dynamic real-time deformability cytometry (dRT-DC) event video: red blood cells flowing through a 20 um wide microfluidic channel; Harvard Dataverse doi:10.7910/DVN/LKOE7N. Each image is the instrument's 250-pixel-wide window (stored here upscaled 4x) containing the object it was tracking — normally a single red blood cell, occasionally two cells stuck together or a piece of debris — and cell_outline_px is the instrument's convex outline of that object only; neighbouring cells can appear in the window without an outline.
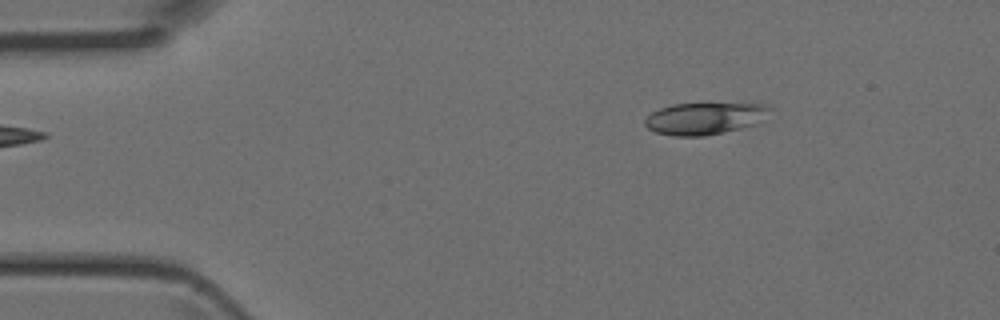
{"species": "Egyptian fruit bat (a non-hibernating species)", "species_latin": "Rousettus aegyptiacus", "temperature_condition": "room temperature", "stored_images_in_passage": 5, "camera_frame_rate_fps": 3000, "um_per_image_px": 0.085, "animal": {"sex": "female"}, "frame": {"image": 1, "passage_image": 1, "time_ms": 0.0, "image_size_px": [1000, 320], "cell_outline_px": [[776, 108], [768, 120], [760, 124], [704, 136], [672, 136], [656, 132], [648, 128], [644, 124], [644, 120], [652, 112], [660, 108], [672, 104], [764, 104]], "centroid_in_image_um": [60.03, 10.07], "position_along_channel_um": 25.0, "area_um2": 23.76}}
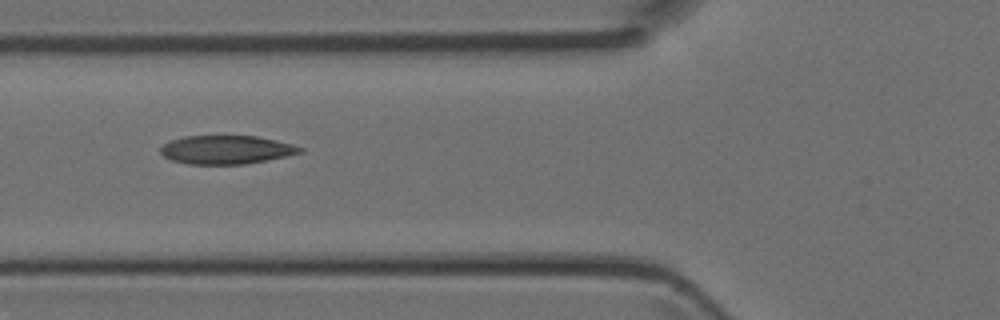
{"frame": {"image": 2, "passage_image": 4, "time_ms": 1.0, "image_size_px": [1000, 320], "cell_outline_px": [[304, 152], [288, 156], [244, 164], [188, 164], [172, 160], [164, 156], [160, 152], [160, 148], [164, 144], [172, 140], [184, 136], [256, 136], [276, 140], [292, 144], [304, 148]], "centroid_in_image_um": [19.26, 12.73], "position_along_channel_um": 106.5, "area_um2": 23.18}}
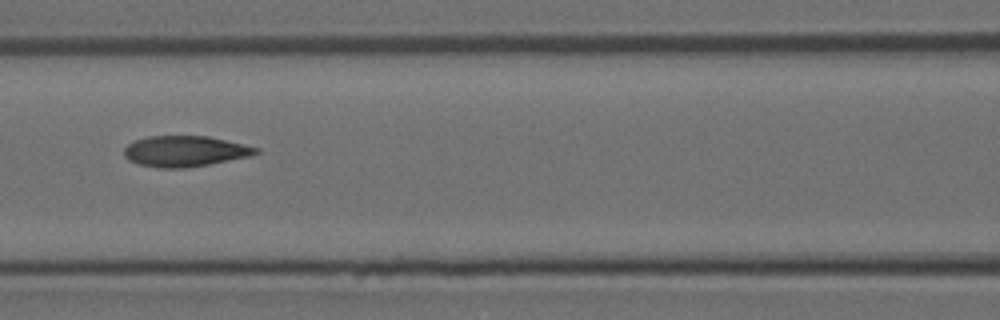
{"frame": {"image": 3, "passage_image": 5, "time_ms": 1.333, "image_size_px": [1000, 320], "cell_outline_px": [[260, 152], [248, 156], [208, 164], [184, 168], [160, 168], [140, 164], [128, 160], [124, 156], [124, 148], [128, 144], [136, 140], [148, 136], [208, 136], [244, 144], [260, 148]], "centroid_in_image_um": [15.71, 12.85], "position_along_channel_um": 150.9, "area_um2": 23.47}}